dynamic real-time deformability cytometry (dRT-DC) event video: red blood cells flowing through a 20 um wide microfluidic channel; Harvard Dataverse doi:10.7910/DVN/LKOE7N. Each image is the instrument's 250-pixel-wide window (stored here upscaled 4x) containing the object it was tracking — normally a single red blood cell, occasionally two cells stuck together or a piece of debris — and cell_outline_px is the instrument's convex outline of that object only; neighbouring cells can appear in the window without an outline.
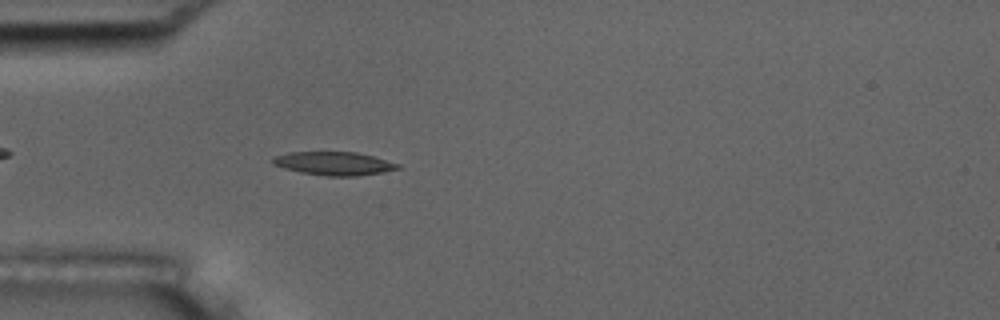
{"species": "common noctule bat (a hibernating species)", "species_latin": "Nyctalus noctula", "temperature_condition": "room temperature", "stored_images_in_passage": 46, "camera_frame_rate_fps": 3000, "um_per_image_px": 0.085, "animal": {"sex": "male", "body_mass_g": 17.5, "forearm_length_mm": 52.3}, "frame": {"image": 1, "passage_image": 7, "time_ms": 2.0, "image_size_px": [1000, 320], "cell_outline_px": [[400, 168], [380, 172], [356, 176], [328, 176], [300, 172], [284, 168], [272, 164], [272, 156], [288, 152], [356, 152], [372, 156], [400, 164]], "centroid_in_image_um": [28.33, 13.89], "position_along_channel_um": 56.7, "area_um2": 16.94}, "authors_computed_cell_mechanics": {"area_um2": 16.7042, "velocity_mm_per_s": 3.6767, "shape_relaxation_time_tau1_ms": 3.4757, "shape_relaxation_time_tau2_ms": null, "deformation_change_tau1": 0.1474, "deformation_change_tau2": null}}